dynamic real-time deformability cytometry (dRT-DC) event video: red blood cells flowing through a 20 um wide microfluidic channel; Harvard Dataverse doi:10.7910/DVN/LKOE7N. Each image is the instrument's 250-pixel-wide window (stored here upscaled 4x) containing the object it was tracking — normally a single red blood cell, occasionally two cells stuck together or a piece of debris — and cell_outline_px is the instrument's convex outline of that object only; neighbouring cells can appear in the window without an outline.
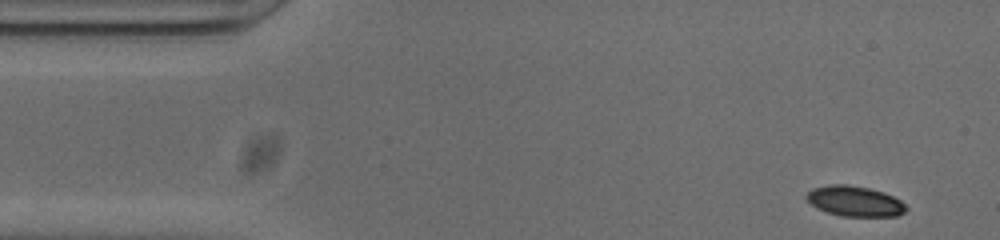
{"species": "common noctule bat (a hibernating species)", "species_latin": "Nyctalus noctula", "temperature_condition": "cold", "stored_images_in_passage": 51, "segment_of_instrument_passage": [1, 2], "camera_frame_rate_fps": 3000, "um_per_image_px": 0.085, "animal": {"sex": "male", "body_mass_g": 20.0, "forearm_length_mm": 53.3}, "frame": {"image": 1, "passage_image": 1, "time_ms": 0.0, "image_size_px": [1000, 240], "cell_outline_px": [[908, 208], [904, 212], [896, 216], [840, 216], [816, 208], [804, 196], [812, 188], [828, 184], [844, 184], [868, 188], [884, 192], [900, 200]], "centroid_in_image_um": [72.63, 17.09], "position_along_channel_um": 12.4, "area_um2": 17.57}}
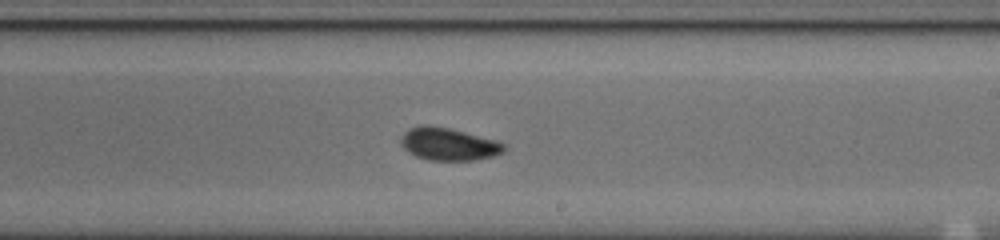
{"frame": {"image": 2, "passage_image": 27, "time_ms": 8.667, "image_size_px": [1000, 240], "cell_outline_px": [[504, 152], [492, 156], [472, 160], [428, 160], [416, 156], [408, 152], [400, 144], [400, 136], [408, 128], [420, 124], [428, 124], [448, 128], [496, 140], [504, 144]], "centroid_in_image_um": [38.05, 12.23], "position_along_channel_um": 250.9, "area_um2": 19.59}}
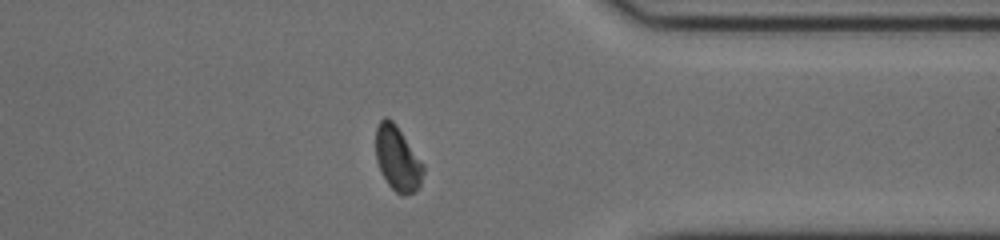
{"frame": {"image": 3, "passage_image": 38, "time_ms": 12.333, "image_size_px": [1000, 240], "cell_outline_px": [[424, 172], [420, 188], [416, 192], [404, 196], [400, 196], [388, 184], [376, 160], [376, 128], [380, 120], [384, 116], [388, 116], [396, 124], [424, 164]], "centroid_in_image_um": [33.81, 13.5], "position_along_channel_um": 377.6, "area_um2": 18.15}}